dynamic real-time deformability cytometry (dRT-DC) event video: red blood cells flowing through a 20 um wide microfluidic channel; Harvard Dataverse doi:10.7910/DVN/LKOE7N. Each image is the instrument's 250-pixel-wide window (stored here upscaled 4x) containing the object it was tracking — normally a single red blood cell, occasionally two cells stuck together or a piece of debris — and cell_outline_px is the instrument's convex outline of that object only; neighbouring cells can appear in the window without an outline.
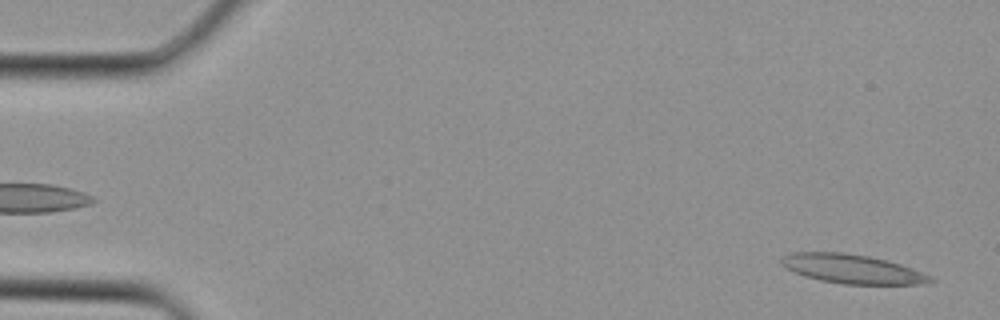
{"species": "Egyptian fruit bat (a non-hibernating species)", "species_latin": "Rousettus aegyptiacus", "temperature_condition": "cold", "stored_images_in_passage": 3, "camera_frame_rate_fps": 3000, "um_per_image_px": 0.085, "animal": {"sex": "female"}, "frame": {"image": 1, "passage_image": 3, "time_ms": 0.667, "image_size_px": [1000, 320], "cell_outline_px": [[936, 280], [924, 284], [844, 284], [820, 280], [804, 276], [784, 268], [780, 264], [780, 260], [784, 256], [792, 252], [844, 252], [868, 256], [888, 260], [912, 268], [932, 276]], "centroid_in_image_um": [72.43, 22.86], "position_along_channel_um": 12.6, "area_um2": 25.37}}